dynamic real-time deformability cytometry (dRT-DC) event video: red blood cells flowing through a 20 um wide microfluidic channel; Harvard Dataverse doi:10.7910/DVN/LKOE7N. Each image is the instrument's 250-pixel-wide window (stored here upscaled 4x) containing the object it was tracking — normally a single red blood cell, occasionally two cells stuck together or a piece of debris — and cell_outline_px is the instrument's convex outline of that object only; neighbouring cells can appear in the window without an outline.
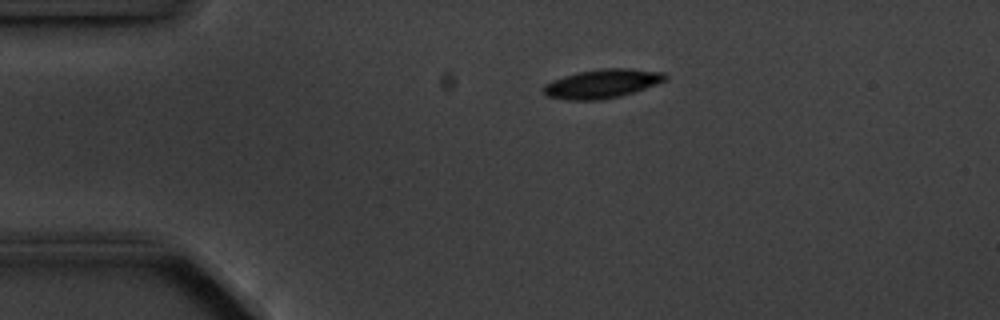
{"species": "common noctule bat (a hibernating species)", "species_latin": "Nyctalus noctula", "temperature_condition": "cold", "stored_images_in_passage": 2, "camera_frame_rate_fps": 3000, "um_per_image_px": 0.085, "animal": {"sex": "male", "body_mass_g": 20.1, "forearm_length_mm": 53.5}, "frame": {"image": 1, "passage_image": 1, "time_ms": 0.0, "image_size_px": [1000, 320], "cell_outline_px": [[668, 80], [620, 96], [600, 100], [568, 100], [548, 96], [540, 88], [544, 84], [552, 80], [576, 72], [600, 68], [628, 68], [664, 72], [668, 76]], "centroid_in_image_um": [51.17, 7.1], "position_along_channel_um": 33.8, "area_um2": 20.63}}